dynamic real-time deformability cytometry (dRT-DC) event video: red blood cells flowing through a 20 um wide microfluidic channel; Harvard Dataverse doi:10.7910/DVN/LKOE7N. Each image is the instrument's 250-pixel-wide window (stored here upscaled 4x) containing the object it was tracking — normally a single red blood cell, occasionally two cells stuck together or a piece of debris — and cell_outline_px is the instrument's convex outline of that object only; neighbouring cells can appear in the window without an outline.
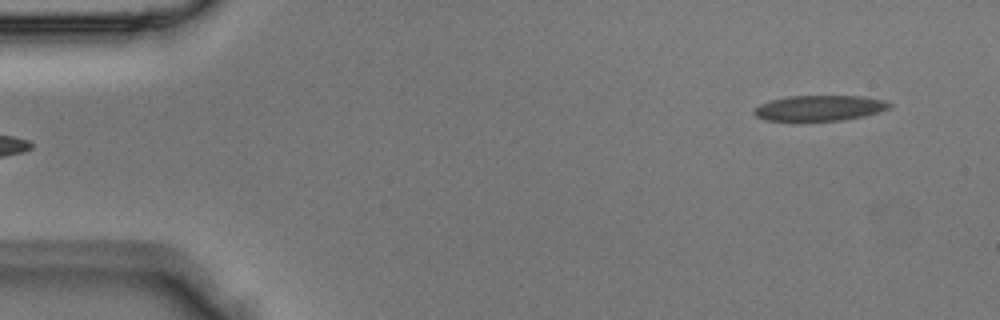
{"species": "Egyptian fruit bat (a non-hibernating species)", "species_latin": "Rousettus aegyptiacus", "temperature_condition": "room temperature", "stored_images_in_passage": 3, "camera_frame_rate_fps": 3000, "um_per_image_px": 0.085, "animal": {"sex": "male"}, "frame": {"image": 1, "passage_image": 3, "time_ms": 0.667, "image_size_px": [1000, 320], "cell_outline_px": [[892, 104], [888, 108], [880, 112], [864, 116], [840, 120], [800, 124], [764, 120], [756, 116], [752, 112], [760, 104], [772, 100], [788, 96], [864, 96], [884, 100]], "centroid_in_image_um": [69.6, 9.23], "position_along_channel_um": 15.4, "area_um2": 20.98}}